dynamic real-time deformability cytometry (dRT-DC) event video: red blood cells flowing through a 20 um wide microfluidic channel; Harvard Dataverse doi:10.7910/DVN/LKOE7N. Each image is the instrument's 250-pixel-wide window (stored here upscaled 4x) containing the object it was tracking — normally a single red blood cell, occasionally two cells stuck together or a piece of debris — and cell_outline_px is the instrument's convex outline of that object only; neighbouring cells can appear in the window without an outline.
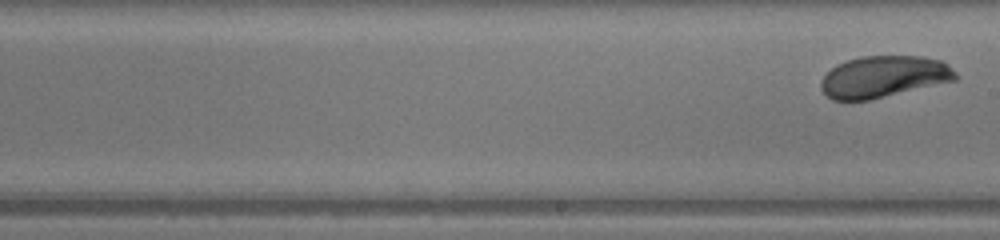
{"species": "human", "species_latin": "Homo sapiens", "temperature_condition": "warm", "stored_images_in_passage": 28, "segment_of_instrument_passage": [2, 2], "camera_frame_rate_fps": 3000, "um_per_image_px": 0.085, "donor": {"sex": "male"}, "frame": {"image": 1, "passage_image": 28, "time_ms": 9.0, "image_size_px": [1000, 240], "cell_outline_px": [[956, 80], [868, 100], [832, 100], [820, 88], [820, 80], [836, 64], [848, 60], [864, 56], [920, 56], [940, 60], [948, 64], [956, 72]], "centroid_in_image_um": [75.1, 6.51], "position_along_channel_um": 213.9, "area_um2": 32.43}}